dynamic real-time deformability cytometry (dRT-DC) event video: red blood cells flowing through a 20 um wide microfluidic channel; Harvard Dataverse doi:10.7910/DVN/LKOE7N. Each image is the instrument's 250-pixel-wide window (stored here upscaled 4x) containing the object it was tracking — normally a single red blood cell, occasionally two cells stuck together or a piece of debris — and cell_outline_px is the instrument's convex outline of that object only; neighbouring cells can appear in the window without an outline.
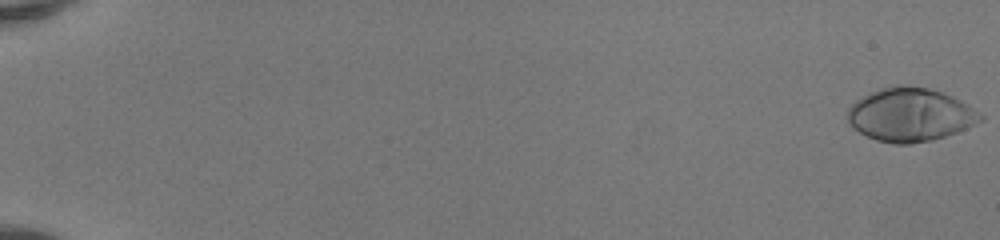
{"species": "human", "species_latin": "Homo sapiens", "temperature_condition": "room temperature", "stored_images_in_passage": 52, "camera_frame_rate_fps": 3000, "um_per_image_px": 0.085, "donor": {"sex": "female"}, "frame": {"image": 1, "passage_image": 1, "time_ms": 0.0, "image_size_px": [1000, 240], "cell_outline_px": [[984, 120], [956, 132], [932, 140], [908, 144], [892, 144], [876, 140], [860, 132], [848, 124], [848, 108], [856, 100], [880, 88], [896, 84], [900, 84], [928, 88], [952, 96], [968, 104], [984, 116]], "centroid_in_image_um": [77.37, 9.75], "position_along_channel_um": 7.6, "area_um2": 41.27}}
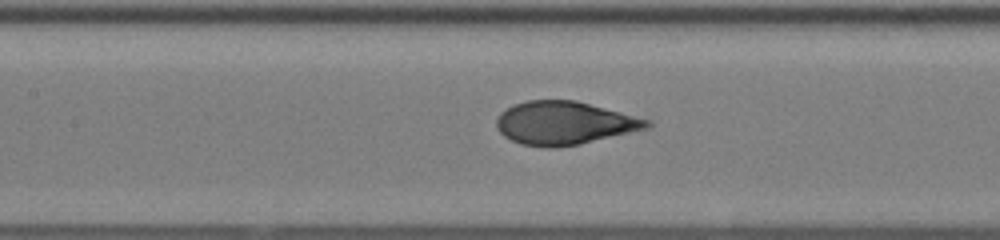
{"frame": {"image": 2, "passage_image": 27, "time_ms": 8.667, "image_size_px": [1000, 240], "cell_outline_px": [[652, 124], [648, 128], [580, 144], [556, 148], [548, 148], [520, 144], [504, 136], [496, 128], [496, 120], [500, 112], [512, 104], [528, 100], [576, 100], [648, 120]], "centroid_in_image_um": [47.9, 10.46], "position_along_channel_um": 159.5, "area_um2": 37.74}}
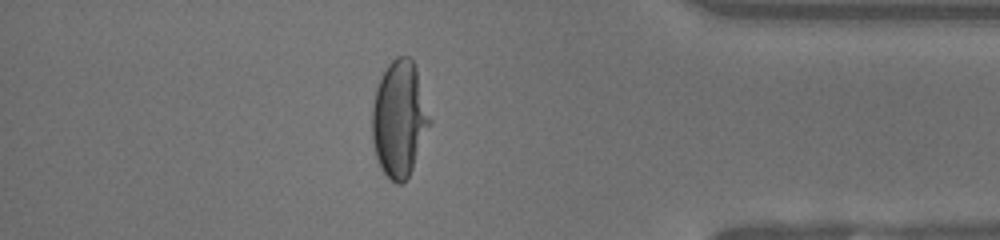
{"frame": {"image": 3, "passage_image": 46, "time_ms": 15.0, "image_size_px": [1000, 240], "cell_outline_px": [[432, 120], [412, 168], [408, 176], [400, 184], [396, 184], [380, 168], [376, 156], [372, 140], [372, 108], [376, 88], [388, 64], [396, 56], [408, 56], [412, 60], [416, 68]], "centroid_in_image_um": [33.94, 10.09], "position_along_channel_um": 401.3, "area_um2": 38.67}, "authors_computed_cell_mechanics": {"area_um2": 37.859, "velocity_mm_per_s": 4.1719, "shape_relaxation_time_tau1_ms": 4.833, "shape_relaxation_time_tau2_ms": null, "deformation_change_tau1": 0.2615, "deformation_change_tau2": null}}